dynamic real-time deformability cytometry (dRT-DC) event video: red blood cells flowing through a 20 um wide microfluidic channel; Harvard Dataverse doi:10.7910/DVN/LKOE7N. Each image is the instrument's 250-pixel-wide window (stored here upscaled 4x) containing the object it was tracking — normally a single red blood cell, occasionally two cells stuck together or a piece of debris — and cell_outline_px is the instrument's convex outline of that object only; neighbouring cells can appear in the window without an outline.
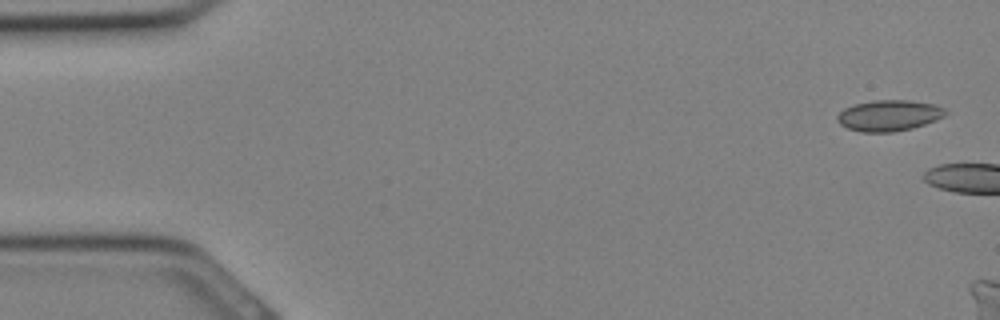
{"species": "Egyptian fruit bat (a non-hibernating species)", "species_latin": "Rousettus aegyptiacus", "temperature_condition": "cold", "stored_images_in_passage": 3, "camera_frame_rate_fps": 3000, "um_per_image_px": 0.085, "animal": {"sex": "female"}, "frame": {"image": 1, "passage_image": 1, "time_ms": 0.0, "image_size_px": [1000, 320], "cell_outline_px": [[948, 112], [944, 116], [936, 120], [912, 128], [892, 132], [860, 132], [848, 128], [840, 124], [836, 120], [836, 116], [844, 108], [852, 104], [876, 100], [908, 100], [936, 104], [944, 108]], "centroid_in_image_um": [75.55, 9.81], "position_along_channel_um": 9.4, "area_um2": 19.65}}